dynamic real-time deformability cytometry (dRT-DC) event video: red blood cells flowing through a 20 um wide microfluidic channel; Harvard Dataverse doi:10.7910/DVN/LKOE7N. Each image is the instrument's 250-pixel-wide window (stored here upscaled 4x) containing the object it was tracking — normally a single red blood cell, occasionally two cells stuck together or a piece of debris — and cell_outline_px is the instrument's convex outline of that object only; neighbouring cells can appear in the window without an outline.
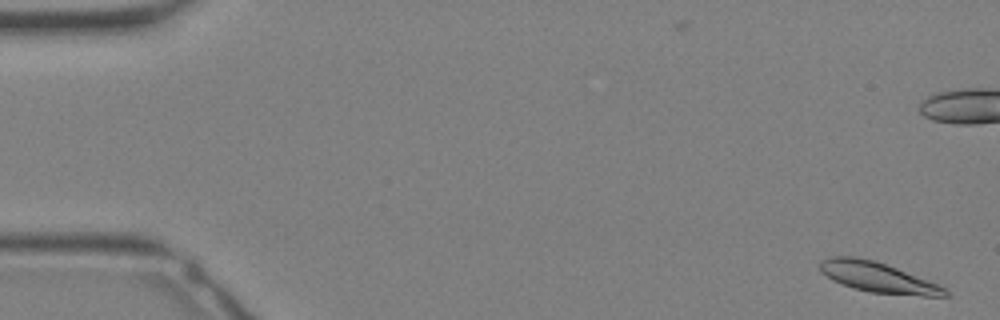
{"species": "Egyptian fruit bat (a non-hibernating species)", "species_latin": "Rousettus aegyptiacus", "temperature_condition": "warm", "stored_images_in_passage": 2, "camera_frame_rate_fps": 3000, "um_per_image_px": 0.085, "animal": {"sex": "female"}, "frame": {"image": 1, "passage_image": 2, "time_ms": 0.333, "image_size_px": [1000, 320], "cell_outline_px": [[948, 296], [924, 296], [872, 292], [852, 288], [832, 280], [820, 272], [820, 260], [828, 256], [856, 256], [872, 260], [896, 268], [936, 284], [944, 288], [948, 292]], "centroid_in_image_um": [74.52, 23.56], "position_along_channel_um": 10.5, "area_um2": 21.68}}